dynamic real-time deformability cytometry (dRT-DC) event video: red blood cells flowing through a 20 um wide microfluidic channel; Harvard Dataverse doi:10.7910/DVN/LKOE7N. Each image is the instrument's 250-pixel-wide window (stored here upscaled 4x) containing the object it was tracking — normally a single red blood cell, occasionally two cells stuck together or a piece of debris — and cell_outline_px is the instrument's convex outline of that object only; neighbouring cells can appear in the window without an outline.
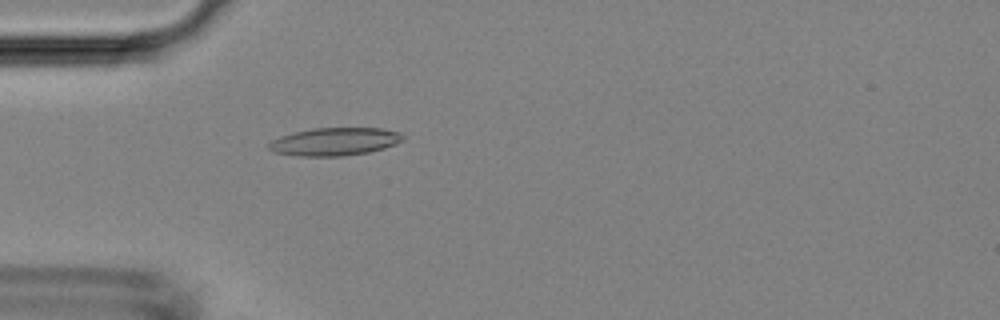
{"species": "Egyptian fruit bat (a non-hibernating species)", "species_latin": "Rousettus aegyptiacus", "temperature_condition": "room temperature", "stored_images_in_passage": 5, "camera_frame_rate_fps": 3000, "um_per_image_px": 0.085, "animal": {"sex": "female"}, "frame": {"image": 1, "passage_image": 5, "time_ms": 4.333, "image_size_px": [1000, 320], "cell_outline_px": [[404, 140], [396, 144], [384, 148], [368, 152], [344, 156], [300, 156], [272, 152], [268, 148], [268, 144], [272, 140], [280, 136], [312, 128], [384, 128], [400, 132], [404, 136]], "centroid_in_image_um": [28.47, 12.03], "position_along_channel_um": 56.5, "area_um2": 21.91}}